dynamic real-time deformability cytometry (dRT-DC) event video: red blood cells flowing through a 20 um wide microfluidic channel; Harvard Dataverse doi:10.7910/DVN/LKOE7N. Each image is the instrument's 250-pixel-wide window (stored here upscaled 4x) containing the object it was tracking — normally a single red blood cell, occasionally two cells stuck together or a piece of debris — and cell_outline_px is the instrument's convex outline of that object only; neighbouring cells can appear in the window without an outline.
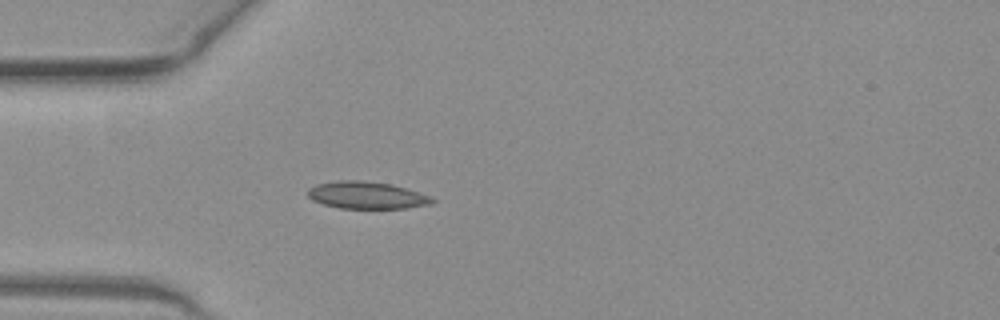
{"species": "common noctule bat (a hibernating species)", "species_latin": "Nyctalus noctula", "temperature_condition": "warm", "stored_images_in_passage": 37, "camera_frame_rate_fps": 3000, "um_per_image_px": 0.085, "animal": {"sex": "female", "body_mass_g": 19.3, "forearm_length_mm": 54.1}, "frame": {"image": 1, "passage_image": 1, "time_ms": 0.0, "image_size_px": [1000, 320], "cell_outline_px": [[436, 200], [432, 204], [404, 208], [340, 208], [324, 204], [312, 200], [308, 196], [308, 188], [316, 184], [336, 180], [360, 180], [392, 184], [432, 196]], "centroid_in_image_um": [31.17, 16.58], "position_along_channel_um": 53.8, "area_um2": 19.77}}
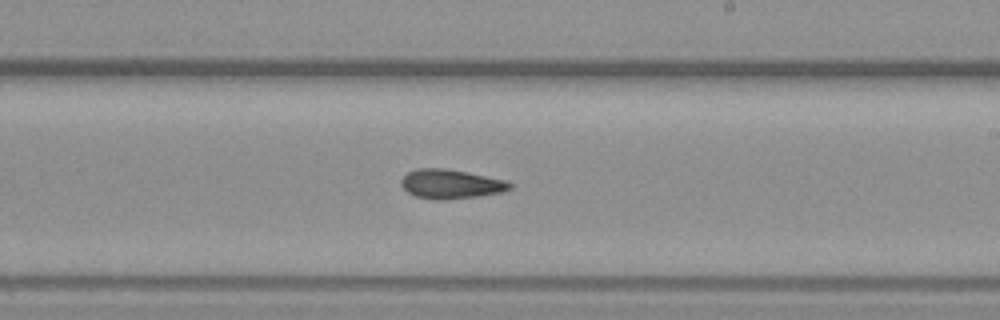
{"frame": {"image": 2, "passage_image": 16, "time_ms": 5.0, "image_size_px": [1000, 320], "cell_outline_px": [[512, 188], [500, 192], [476, 196], [444, 200], [432, 200], [416, 196], [408, 192], [400, 184], [400, 180], [408, 172], [416, 168], [444, 168], [508, 180], [512, 184]], "centroid_in_image_um": [38.3, 15.64], "position_along_channel_um": 250.7, "area_um2": 18.5}}
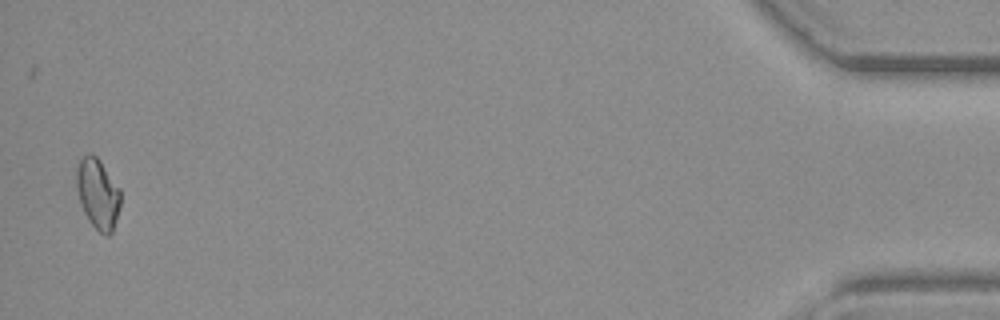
{"frame": {"image": 3, "passage_image": 36, "time_ms": 11.667, "image_size_px": [1000, 320], "cell_outline_px": [[120, 204], [116, 220], [112, 232], [108, 236], [104, 236], [88, 220], [80, 204], [76, 188], [76, 168], [80, 160], [88, 152], [92, 152], [100, 160], [120, 188]], "centroid_in_image_um": [8.3, 16.45], "position_along_channel_um": 426.9, "area_um2": 18.21}}